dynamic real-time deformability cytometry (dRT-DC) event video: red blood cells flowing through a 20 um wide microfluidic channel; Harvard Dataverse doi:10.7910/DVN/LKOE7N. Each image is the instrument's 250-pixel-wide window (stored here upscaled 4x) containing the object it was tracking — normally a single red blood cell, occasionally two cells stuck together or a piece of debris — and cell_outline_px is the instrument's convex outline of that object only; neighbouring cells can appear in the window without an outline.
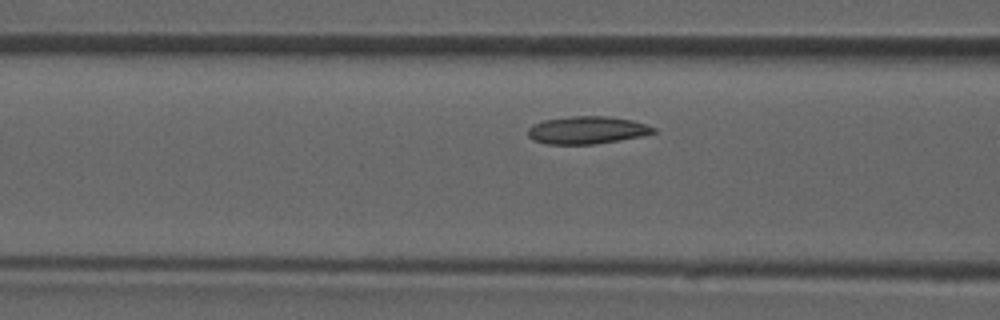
{"species": "common noctule bat (a hibernating species)", "species_latin": "Nyctalus noctula", "temperature_condition": "room temperature", "stored_images_in_passage": 42, "camera_frame_rate_fps": 3000, "um_per_image_px": 0.085, "animal": {"sex": "male", "forearm_length_mm": 52.5}, "frame": {"image": 1, "passage_image": 13, "time_ms": 4.0, "image_size_px": [1000, 320], "cell_outline_px": [[656, 132], [640, 136], [620, 140], [596, 144], [548, 144], [532, 140], [528, 136], [528, 128], [532, 124], [544, 120], [572, 116], [604, 116], [632, 120], [656, 128]], "centroid_in_image_um": [49.86, 11.06], "position_along_channel_um": 116.7, "area_um2": 20.11}}